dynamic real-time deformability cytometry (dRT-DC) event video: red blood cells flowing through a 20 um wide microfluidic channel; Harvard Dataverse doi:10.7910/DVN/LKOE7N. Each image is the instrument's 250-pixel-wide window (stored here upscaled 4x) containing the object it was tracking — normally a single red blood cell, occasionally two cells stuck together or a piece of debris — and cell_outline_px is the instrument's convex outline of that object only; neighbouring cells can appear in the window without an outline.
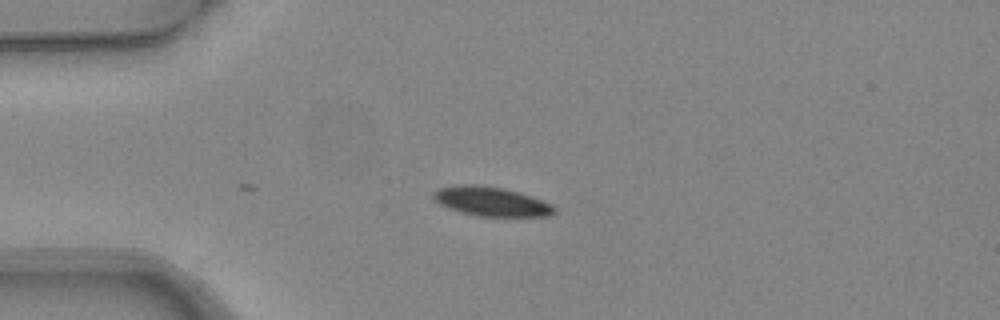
{"species": "common noctule bat (a hibernating species)", "species_latin": "Nyctalus noctula", "temperature_condition": "warm", "stored_images_in_passage": 7, "camera_frame_rate_fps": 3000, "um_per_image_px": 0.085, "animal": {"sex": "female", "body_mass_g": 24.6, "forearm_length_mm": 56.2}, "frame": {"image": 1, "passage_image": 2, "time_ms": 0.333, "image_size_px": [1000, 320], "cell_outline_px": [[556, 212], [548, 216], [476, 216], [460, 212], [448, 208], [440, 204], [432, 196], [432, 192], [440, 188], [456, 184], [476, 184], [504, 188], [520, 192], [540, 200], [556, 208]], "centroid_in_image_um": [41.71, 17.12], "position_along_channel_um": 43.3, "area_um2": 20.58}}
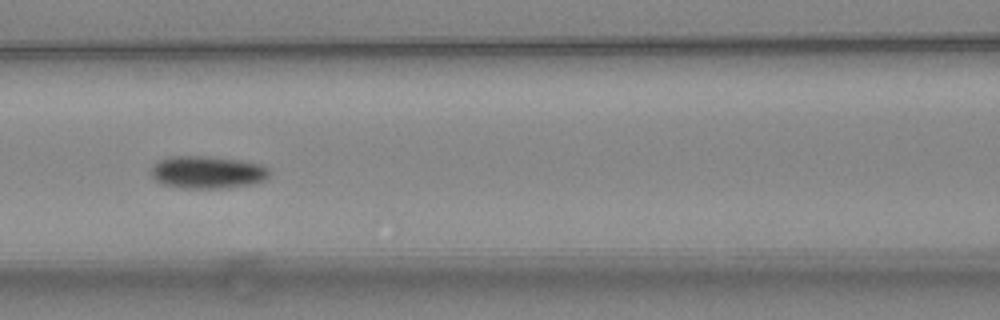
{"frame": {"image": 2, "passage_image": 5, "time_ms": 1.333, "image_size_px": [1000, 320], "cell_outline_px": [[272, 172], [264, 180], [256, 184], [228, 188], [180, 188], [160, 184], [152, 176], [152, 168], [160, 160], [168, 156], [204, 156], [240, 160], [260, 164], [268, 168]], "centroid_in_image_um": [17.66, 14.65], "position_along_channel_um": 148.9, "area_um2": 22.6}}
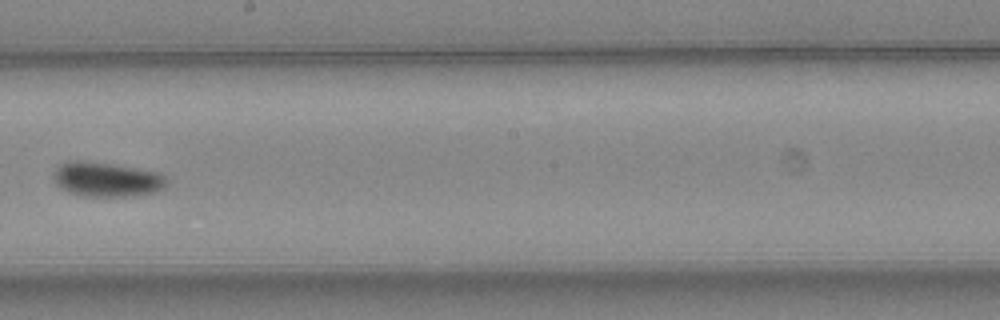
{"frame": {"image": 3, "passage_image": 7, "time_ms": 2.0, "image_size_px": [1000, 320], "cell_outline_px": [[168, 184], [164, 188], [152, 192], [132, 196], [80, 196], [68, 192], [60, 188], [52, 180], [52, 172], [60, 164], [68, 160], [80, 160], [112, 164], [160, 172], [168, 176]], "centroid_in_image_um": [9.04, 15.24], "position_along_channel_um": 239.2, "area_um2": 23.24}}